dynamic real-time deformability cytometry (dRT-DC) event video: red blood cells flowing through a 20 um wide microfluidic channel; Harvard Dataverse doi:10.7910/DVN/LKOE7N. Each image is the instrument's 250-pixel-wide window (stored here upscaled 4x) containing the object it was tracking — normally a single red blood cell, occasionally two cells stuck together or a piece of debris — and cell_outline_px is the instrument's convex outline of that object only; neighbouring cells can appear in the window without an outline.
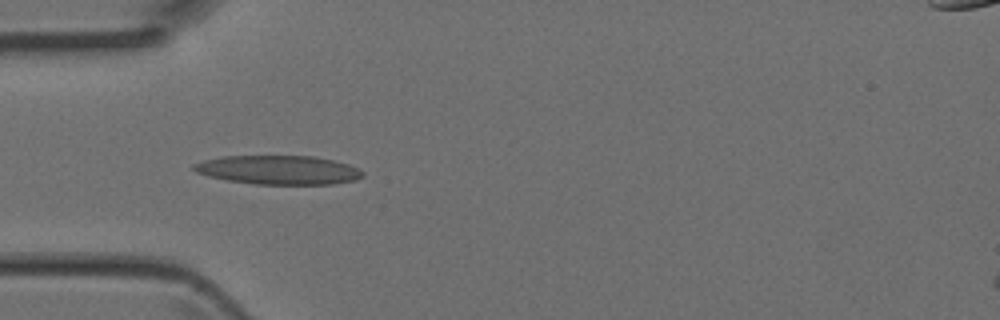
{"species": "Egyptian fruit bat (a non-hibernating species)", "species_latin": "Rousettus aegyptiacus", "temperature_condition": "room temperature", "stored_images_in_passage": 4, "camera_frame_rate_fps": 3000, "um_per_image_px": 0.085, "animal": {"sex": "female"}, "frame": {"image": 1, "passage_image": 4, "time_ms": 1.0, "image_size_px": [1000, 320], "cell_outline_px": [[364, 176], [356, 180], [332, 184], [256, 184], [224, 180], [208, 176], [196, 172], [192, 168], [192, 164], [204, 160], [224, 156], [312, 156], [332, 160], [348, 164], [360, 168], [364, 172]], "centroid_in_image_um": [23.67, 14.45], "position_along_channel_um": 61.3, "area_um2": 28.61}}